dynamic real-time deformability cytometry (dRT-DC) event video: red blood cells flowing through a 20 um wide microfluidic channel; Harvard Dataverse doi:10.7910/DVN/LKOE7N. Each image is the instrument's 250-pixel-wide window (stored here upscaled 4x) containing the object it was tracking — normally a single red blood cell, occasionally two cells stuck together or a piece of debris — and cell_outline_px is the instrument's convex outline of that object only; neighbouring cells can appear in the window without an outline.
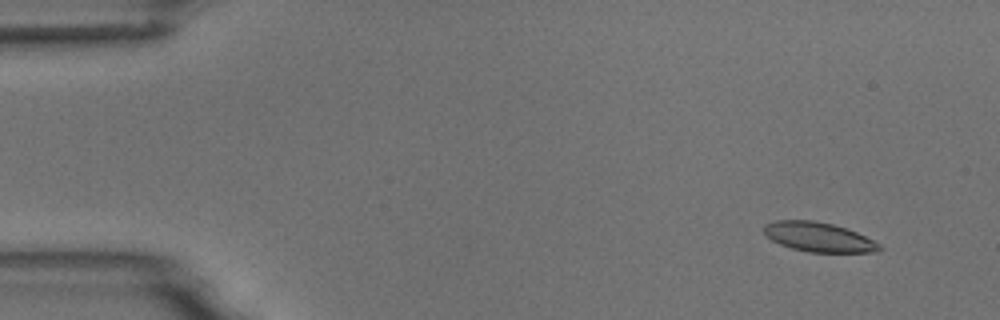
{"species": "common noctule bat (a hibernating species)", "species_latin": "Nyctalus noctula", "temperature_condition": "room temperature", "stored_images_in_passage": 10, "camera_frame_rate_fps": 3000, "um_per_image_px": 0.085, "animal": {"sex": "male", "body_mass_g": 18.8}, "frame": {"image": 1, "passage_image": 2, "time_ms": 1.0, "image_size_px": [1000, 320], "cell_outline_px": [[884, 248], [880, 252], [808, 252], [792, 248], [780, 244], [772, 240], [764, 232], [764, 224], [776, 220], [812, 220], [832, 224], [848, 228], [880, 244]], "centroid_in_image_um": [69.61, 20.15], "position_along_channel_um": 15.4, "area_um2": 19.83}}
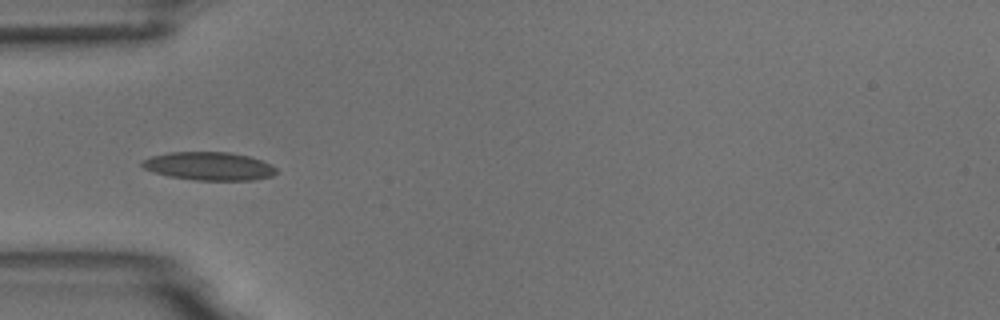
{"frame": {"image": 2, "passage_image": 5, "time_ms": 5.333, "image_size_px": [1000, 320], "cell_outline_px": [[276, 172], [272, 176], [256, 180], [196, 180], [168, 176], [144, 168], [140, 164], [140, 160], [152, 156], [168, 152], [228, 152], [248, 156], [272, 164], [276, 168]], "centroid_in_image_um": [17.76, 14.12], "position_along_channel_um": 67.2, "area_um2": 22.08}}
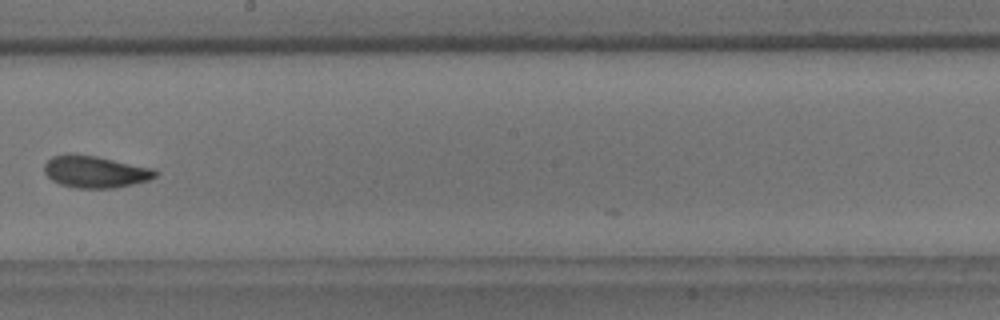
{"frame": {"image": 3, "passage_image": 9, "time_ms": 10.0, "image_size_px": [1000, 320], "cell_outline_px": [[160, 172], [156, 176], [148, 180], [116, 188], [76, 188], [60, 184], [52, 180], [44, 172], [44, 164], [52, 156], [64, 152], [68, 152], [96, 156], [156, 168]], "centroid_in_image_um": [8.1, 14.58], "position_along_channel_um": 240.1, "area_um2": 21.1}}